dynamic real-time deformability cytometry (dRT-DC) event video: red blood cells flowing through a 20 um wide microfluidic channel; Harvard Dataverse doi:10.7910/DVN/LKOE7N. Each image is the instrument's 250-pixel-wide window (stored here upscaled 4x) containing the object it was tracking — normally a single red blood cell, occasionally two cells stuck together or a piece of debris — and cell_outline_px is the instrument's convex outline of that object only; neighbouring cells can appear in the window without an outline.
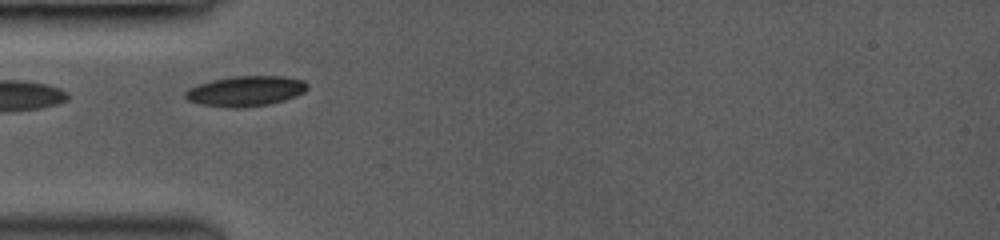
{"species": "common noctule bat (a hibernating species)", "species_latin": "Nyctalus noctula", "temperature_condition": "room temperature", "stored_images_in_passage": 10, "camera_frame_rate_fps": 3000, "um_per_image_px": 0.085, "animal": {"sex": "female", "body_mass_g": 19.0, "forearm_length_mm": 53.3}, "frame": {"image": 1, "passage_image": 1, "time_ms": 0.0, "image_size_px": [1000, 240], "cell_outline_px": [[308, 88], [304, 92], [296, 96], [284, 100], [268, 104], [244, 108], [228, 108], [200, 104], [188, 100], [184, 96], [184, 92], [188, 88], [196, 84], [212, 80], [232, 76], [284, 76], [304, 80], [308, 84]], "centroid_in_image_um": [20.86, 7.74], "position_along_channel_um": 64.1, "area_um2": 21.79}}
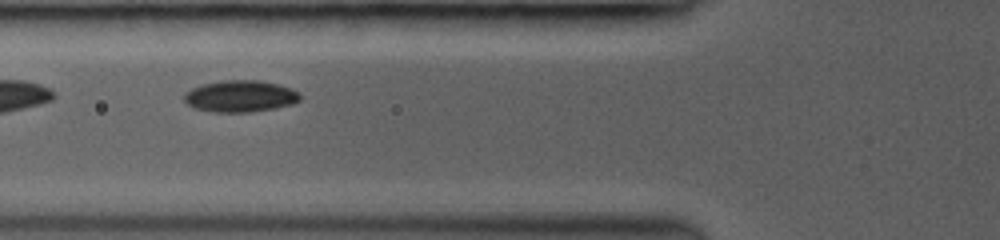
{"frame": {"image": 2, "passage_image": 4, "time_ms": 1.0, "image_size_px": [1000, 240], "cell_outline_px": [[300, 100], [292, 104], [276, 108], [252, 112], [212, 112], [192, 108], [184, 100], [184, 92], [192, 88], [204, 84], [220, 80], [260, 80], [292, 88], [300, 92]], "centroid_in_image_um": [20.42, 8.18], "position_along_channel_um": 105.4, "area_um2": 21.62}}